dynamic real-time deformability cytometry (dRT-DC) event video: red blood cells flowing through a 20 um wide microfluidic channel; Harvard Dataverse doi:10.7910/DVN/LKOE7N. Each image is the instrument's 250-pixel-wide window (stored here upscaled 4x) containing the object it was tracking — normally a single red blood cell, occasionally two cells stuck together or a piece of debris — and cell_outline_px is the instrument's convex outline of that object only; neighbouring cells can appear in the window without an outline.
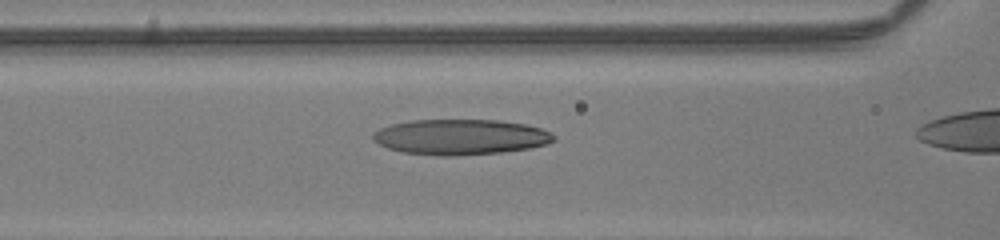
{"species": "human", "species_latin": "Homo sapiens", "temperature_condition": "room temperature", "stored_images_in_passage": 37, "camera_frame_rate_fps": 3000, "um_per_image_px": 0.085, "donor": {"sex": "male"}, "frame": {"image": 1, "passage_image": 18, "time_ms": 5.667, "image_size_px": [1000, 240], "cell_outline_px": [[556, 140], [532, 148], [500, 152], [456, 156], [440, 156], [400, 152], [388, 148], [372, 140], [372, 132], [380, 128], [392, 124], [408, 120], [500, 120], [524, 124], [540, 128], [552, 132], [556, 136]], "centroid_in_image_um": [39.12, 11.64], "position_along_channel_um": 127.5, "area_um2": 37.63}}
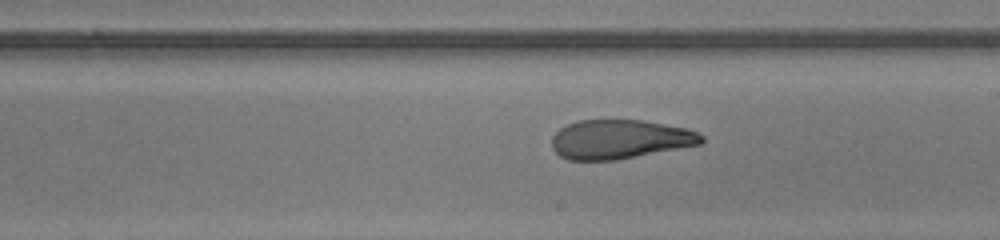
{"frame": {"image": 2, "passage_image": 26, "time_ms": 8.333, "image_size_px": [1000, 240], "cell_outline_px": [[704, 140], [700, 144], [616, 160], [568, 160], [560, 156], [552, 148], [552, 136], [560, 128], [568, 124], [580, 120], [644, 120], [688, 128], [704, 136]], "centroid_in_image_um": [52.68, 11.83], "position_along_channel_um": 236.3, "area_um2": 34.1}}
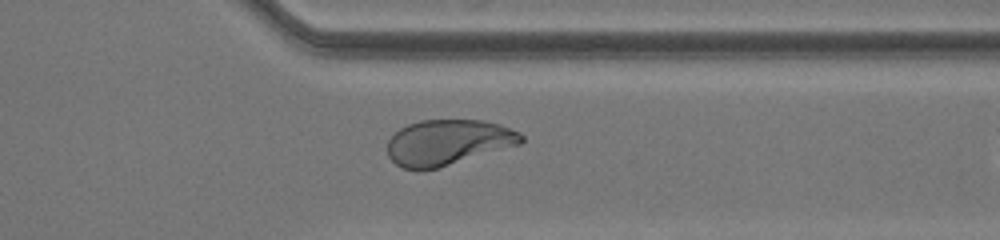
{"frame": {"image": 3, "passage_image": 36, "time_ms": 11.667, "image_size_px": [1000, 240], "cell_outline_px": [[524, 140], [520, 144], [436, 168], [404, 168], [396, 164], [388, 156], [388, 140], [400, 128], [408, 124], [420, 120], [480, 120], [500, 124], [520, 132], [524, 136]], "centroid_in_image_um": [38.09, 12.07], "position_along_channel_um": 373.3, "area_um2": 34.97}}